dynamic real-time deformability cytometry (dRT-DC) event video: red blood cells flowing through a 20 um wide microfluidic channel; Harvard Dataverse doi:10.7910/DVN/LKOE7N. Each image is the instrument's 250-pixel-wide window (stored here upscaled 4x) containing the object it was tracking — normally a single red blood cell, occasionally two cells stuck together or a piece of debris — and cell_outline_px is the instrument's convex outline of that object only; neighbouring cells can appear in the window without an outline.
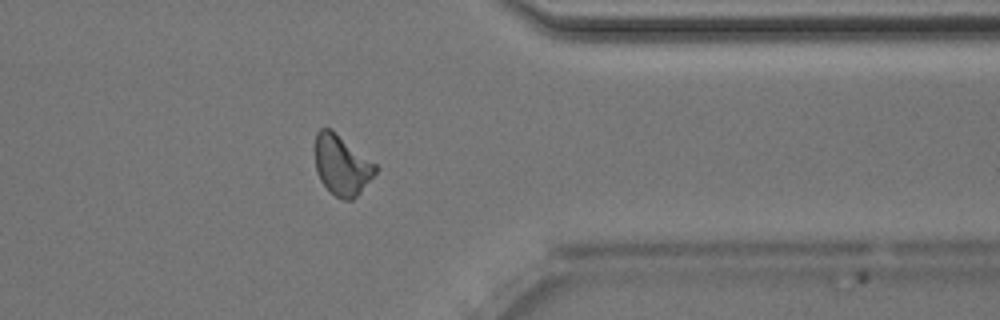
{"species": "Egyptian fruit bat (a non-hibernating species)", "species_latin": "Rousettus aegyptiacus", "temperature_condition": "room temperature", "stored_images_in_passage": 36, "camera_frame_rate_fps": 3000, "um_per_image_px": 0.085, "animal": {"sex": "male"}, "frame": {"image": 1, "passage_image": 26, "time_ms": 8.333, "image_size_px": [1000, 320], "cell_outline_px": [[376, 172], [360, 192], [352, 200], [344, 200], [336, 196], [320, 180], [316, 172], [316, 132], [320, 128], [332, 128], [376, 164]], "centroid_in_image_um": [29.05, 14.01], "position_along_channel_um": 382.4, "area_um2": 20.92}, "authors_computed_cell_mechanics": {"area_um2": 21.1259, "velocity_mm_per_s": 4.0045, "shape_relaxation_time_tau1_ms": 3.1223, "shape_relaxation_time_tau2_ms": 1.9993, "deformation_change_tau1": 0.1044, "deformation_change_tau2": 0.091}}